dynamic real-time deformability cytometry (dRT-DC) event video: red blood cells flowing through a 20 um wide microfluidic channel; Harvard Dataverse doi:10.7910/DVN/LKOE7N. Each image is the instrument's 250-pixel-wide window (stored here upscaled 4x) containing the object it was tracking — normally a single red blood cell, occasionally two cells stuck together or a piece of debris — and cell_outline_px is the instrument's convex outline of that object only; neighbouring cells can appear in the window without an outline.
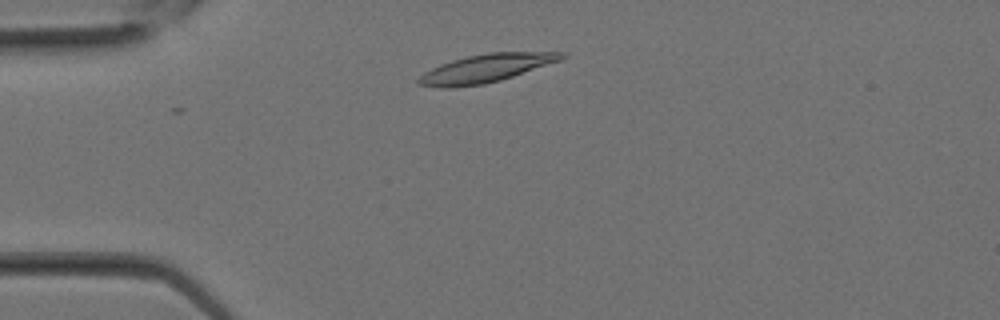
{"species": "Egyptian fruit bat (a non-hibernating species)", "species_latin": "Rousettus aegyptiacus", "temperature_condition": "room temperature", "stored_images_in_passage": 19, "camera_frame_rate_fps": 3000, "um_per_image_px": 0.085, "animal": {"sex": "female"}, "frame": {"image": 1, "passage_image": 1, "time_ms": 0.0, "image_size_px": [1000, 320], "cell_outline_px": [[568, 56], [560, 60], [500, 80], [484, 84], [452, 88], [440, 88], [420, 84], [416, 80], [424, 72], [440, 64], [452, 60], [468, 56], [488, 52], [564, 52]], "centroid_in_image_um": [41.28, 5.8], "position_along_channel_um": 43.7, "area_um2": 23.24}}
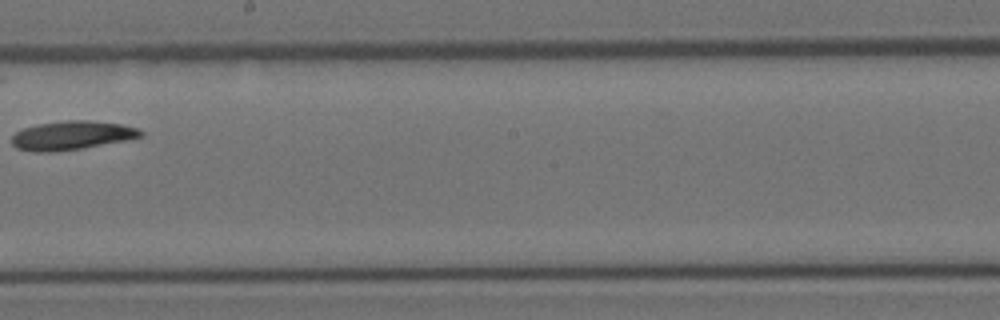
{"frame": {"image": 2, "passage_image": 11, "time_ms": 3.333, "image_size_px": [1000, 320], "cell_outline_px": [[144, 136], [128, 140], [80, 148], [52, 152], [36, 152], [16, 148], [12, 144], [12, 136], [16, 132], [24, 128], [36, 124], [68, 120], [88, 120], [120, 124], [140, 128], [144, 132]], "centroid_in_image_um": [6.13, 11.5], "position_along_channel_um": 242.1, "area_um2": 21.68}}
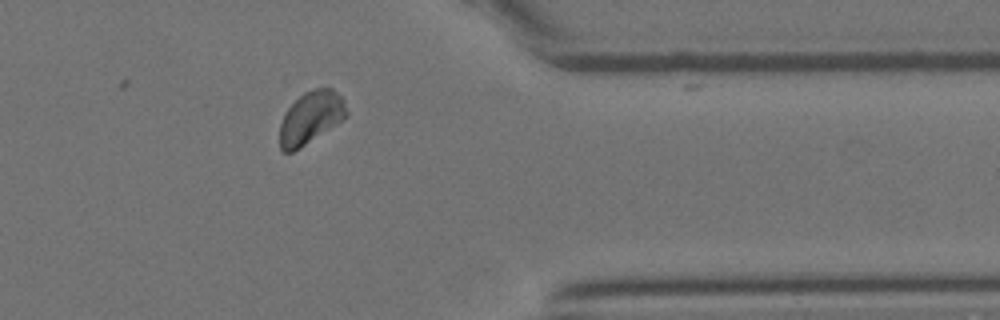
{"frame": {"image": 3, "passage_image": 18, "time_ms": 5.667, "image_size_px": [1000, 320], "cell_outline_px": [[348, 116], [344, 120], [300, 148], [292, 152], [280, 152], [280, 124], [288, 108], [304, 92], [312, 88], [332, 88], [344, 100], [348, 112]], "centroid_in_image_um": [26.44, 10.01], "position_along_channel_um": 385.0, "area_um2": 20.46}}